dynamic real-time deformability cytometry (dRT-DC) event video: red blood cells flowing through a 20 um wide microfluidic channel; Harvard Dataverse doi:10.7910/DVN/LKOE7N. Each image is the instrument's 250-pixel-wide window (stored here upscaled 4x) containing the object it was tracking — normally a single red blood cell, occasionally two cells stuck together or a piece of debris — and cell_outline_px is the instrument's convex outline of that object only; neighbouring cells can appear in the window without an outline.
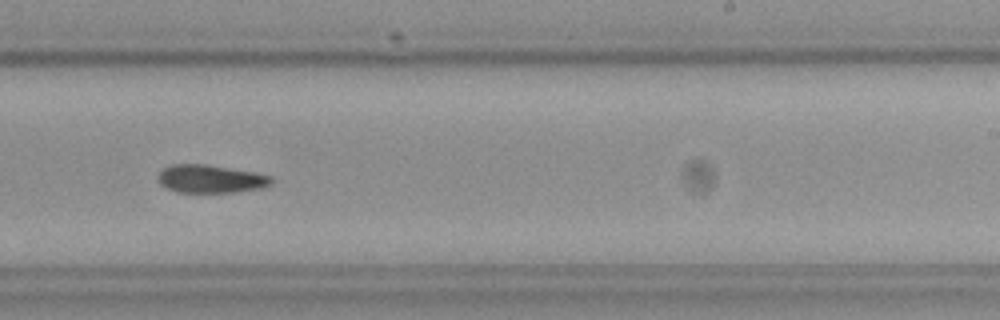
{"species": "Egyptian fruit bat (a non-hibernating species)", "species_latin": "Rousettus aegyptiacus", "temperature_condition": "cold", "stored_images_in_passage": 12, "camera_frame_rate_fps": 3000, "um_per_image_px": 0.085, "frame": {"image": 1, "passage_image": 6, "time_ms": 6.0, "image_size_px": [1000, 320], "cell_outline_px": [[272, 184], [260, 188], [232, 192], [176, 192], [160, 184], [160, 172], [164, 168], [172, 164], [208, 164], [256, 172], [272, 176]], "centroid_in_image_um": [17.94, 15.19], "position_along_channel_um": 271.1, "area_um2": 18.44}, "authors_computed_cell_mechanics": {"area_um2": 18.785, "velocity_mm_per_s": 3.5665, "shape_relaxation_time_tau1_ms": 6.6333, "shape_relaxation_time_tau2_ms": 4.5648, "deformation_change_tau1": 0.1607, "deformation_change_tau2": 0.0871}}